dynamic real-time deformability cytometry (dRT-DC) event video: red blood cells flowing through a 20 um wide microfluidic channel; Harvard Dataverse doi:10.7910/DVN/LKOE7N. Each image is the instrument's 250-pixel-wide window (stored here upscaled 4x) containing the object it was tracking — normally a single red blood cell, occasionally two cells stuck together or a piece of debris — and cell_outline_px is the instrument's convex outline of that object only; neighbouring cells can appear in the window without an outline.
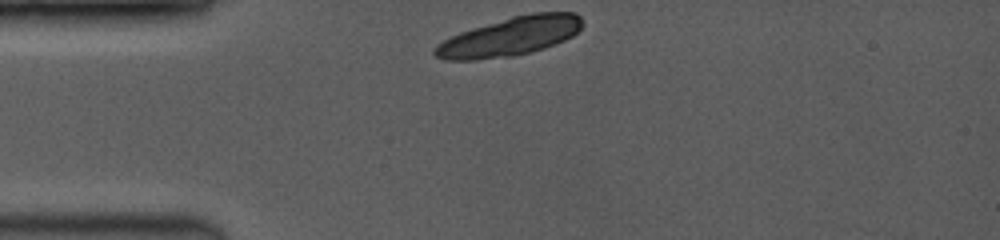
{"species": "common noctule bat (a hibernating species)", "species_latin": "Nyctalus noctula", "temperature_condition": "room temperature", "stored_images_in_passage": 2, "camera_frame_rate_fps": 3500, "um_per_image_px": 0.085, "animal": {"sex": "female", "body_mass_g": 19.0, "forearm_length_mm": 53.3}, "frame": {"image": 1, "passage_image": 1, "time_ms": 0.0, "image_size_px": [1000, 240], "cell_outline_px": [[584, 24], [572, 36], [564, 40], [528, 52], [512, 56], [476, 60], [448, 60], [436, 56], [432, 52], [432, 48], [436, 44], [460, 32], [472, 28], [512, 16], [532, 12], [576, 12], [580, 16]], "centroid_in_image_um": [43.33, 3.09], "position_along_channel_um": 41.7, "area_um2": 33.12}}